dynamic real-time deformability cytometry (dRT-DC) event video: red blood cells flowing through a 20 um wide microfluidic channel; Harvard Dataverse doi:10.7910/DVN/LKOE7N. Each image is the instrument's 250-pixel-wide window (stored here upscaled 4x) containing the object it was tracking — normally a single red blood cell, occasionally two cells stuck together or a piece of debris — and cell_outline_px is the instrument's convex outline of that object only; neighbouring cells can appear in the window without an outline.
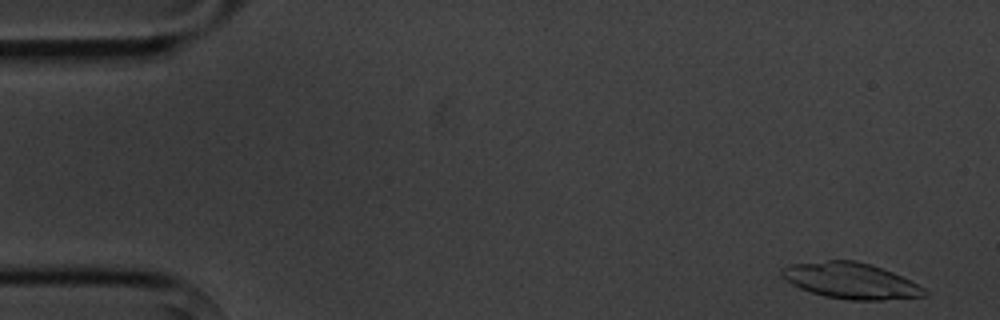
{"species": "common noctule bat (a hibernating species)", "species_latin": "Nyctalus noctula", "temperature_condition": "cold", "stored_images_in_passage": 4, "camera_frame_rate_fps": 3000, "um_per_image_px": 0.085, "animal": {"sex": "male", "body_mass_g": 20.1, "forearm_length_mm": 53.5}, "frame": {"image": 1, "passage_image": 1, "time_ms": 0.0, "image_size_px": [1000, 320], "cell_outline_px": [[928, 296], [884, 300], [848, 300], [824, 296], [800, 288], [792, 284], [780, 276], [780, 268], [788, 264], [828, 260], [856, 260], [872, 264], [892, 272], [924, 288], [928, 292]], "centroid_in_image_um": [72.29, 23.86], "position_along_channel_um": 12.7, "area_um2": 30.06}}